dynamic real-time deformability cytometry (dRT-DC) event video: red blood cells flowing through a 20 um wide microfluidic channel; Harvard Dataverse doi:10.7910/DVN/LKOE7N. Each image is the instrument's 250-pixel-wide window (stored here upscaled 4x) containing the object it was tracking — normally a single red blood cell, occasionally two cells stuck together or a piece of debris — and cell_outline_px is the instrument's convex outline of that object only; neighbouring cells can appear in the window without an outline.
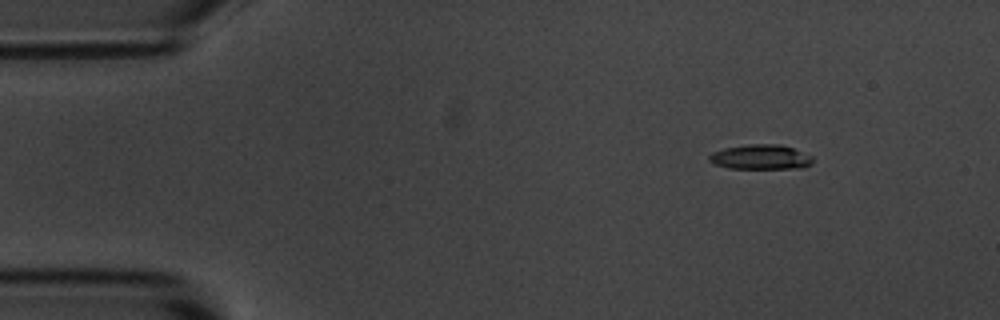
{"species": "common noctule bat (a hibernating species)", "species_latin": "Nyctalus noctula", "temperature_condition": "room temperature", "stored_images_in_passage": 50, "camera_frame_rate_fps": 3000, "um_per_image_px": 0.085, "animal": {"sex": "male", "body_mass_g": 20.1, "forearm_length_mm": 53.5}, "frame": {"image": 1, "passage_image": 1, "time_ms": 0.0, "image_size_px": [1000, 320], "cell_outline_px": [[812, 164], [804, 168], [728, 168], [716, 164], [708, 160], [708, 156], [712, 152], [724, 148], [748, 144], [776, 144], [792, 148], [812, 156]], "centroid_in_image_um": [64.64, 13.35], "position_along_channel_um": 20.4, "area_um2": 14.85}}
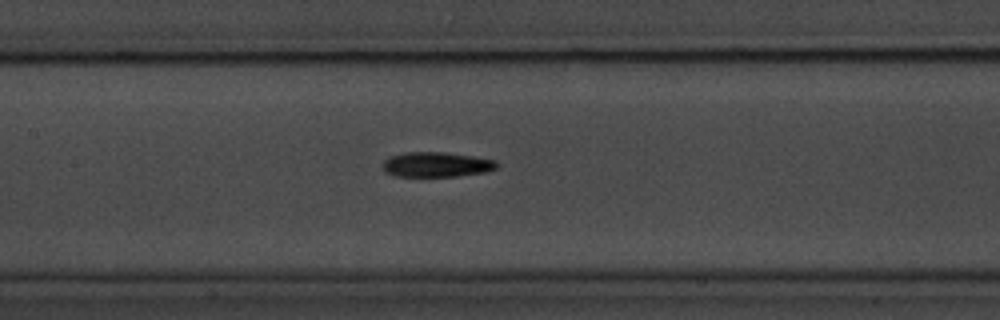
{"frame": {"image": 2, "passage_image": 20, "time_ms": 6.333, "image_size_px": [1000, 320], "cell_outline_px": [[500, 164], [496, 168], [484, 172], [456, 176], [396, 176], [384, 172], [384, 160], [388, 156], [404, 152], [440, 152], [472, 156], [496, 160]], "centroid_in_image_um": [37.08, 13.98], "position_along_channel_um": 170.3, "area_um2": 16.53}}
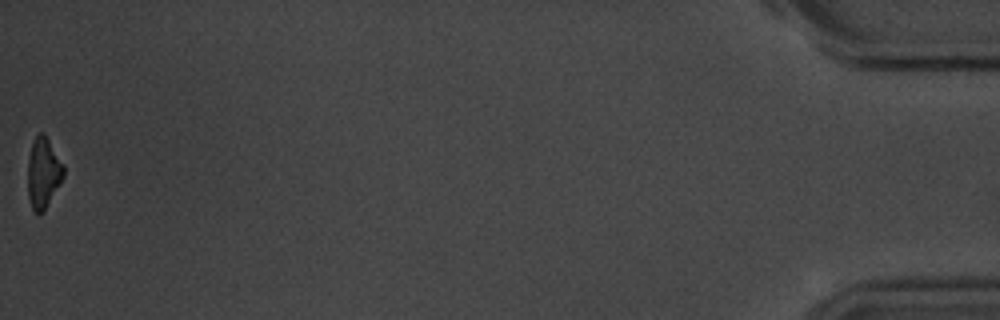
{"frame": {"image": 3, "passage_image": 50, "time_ms": 16.333, "image_size_px": [1000, 320], "cell_outline_px": [[64, 176], [60, 184], [44, 212], [40, 216], [32, 208], [28, 196], [28, 160], [32, 144], [36, 136], [40, 132], [44, 132], [64, 164]], "centroid_in_image_um": [3.7, 14.71], "position_along_channel_um": 431.5, "area_um2": 14.85}, "authors_computed_cell_mechanics": {"area_um2": 16.0106, "velocity_mm_per_s": 3.6107, "shape_relaxation_time_tau1_ms": 2.2062, "shape_relaxation_time_tau2_ms": 10.8292, "deformation_change_tau1": 0.1225, "deformation_change_tau2": 0.2166}}